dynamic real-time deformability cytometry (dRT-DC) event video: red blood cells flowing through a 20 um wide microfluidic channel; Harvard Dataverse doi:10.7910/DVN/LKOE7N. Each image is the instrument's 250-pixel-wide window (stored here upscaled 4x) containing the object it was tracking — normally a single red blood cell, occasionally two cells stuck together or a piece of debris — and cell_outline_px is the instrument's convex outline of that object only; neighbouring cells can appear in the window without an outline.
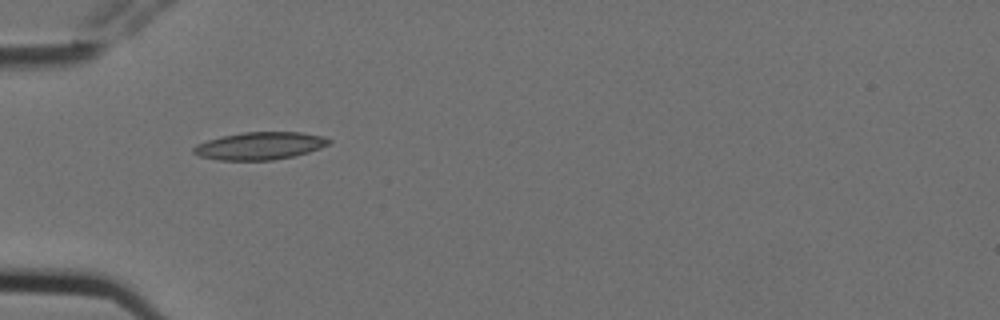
{"species": "Egyptian fruit bat (a non-hibernating species)", "species_latin": "Rousettus aegyptiacus", "temperature_condition": "cold", "stored_images_in_passage": 4, "camera_frame_rate_fps": 3000, "um_per_image_px": 0.085, "animal": {"sex": "female"}, "frame": {"image": 1, "passage_image": 4, "time_ms": 1.0, "image_size_px": [1000, 320], "cell_outline_px": [[332, 144], [308, 152], [292, 156], [272, 160], [220, 160], [200, 156], [192, 152], [192, 148], [196, 144], [208, 140], [224, 136], [244, 132], [300, 132], [324, 136], [332, 140]], "centroid_in_image_um": [22.12, 12.39], "position_along_channel_um": 62.9, "area_um2": 21.68}}